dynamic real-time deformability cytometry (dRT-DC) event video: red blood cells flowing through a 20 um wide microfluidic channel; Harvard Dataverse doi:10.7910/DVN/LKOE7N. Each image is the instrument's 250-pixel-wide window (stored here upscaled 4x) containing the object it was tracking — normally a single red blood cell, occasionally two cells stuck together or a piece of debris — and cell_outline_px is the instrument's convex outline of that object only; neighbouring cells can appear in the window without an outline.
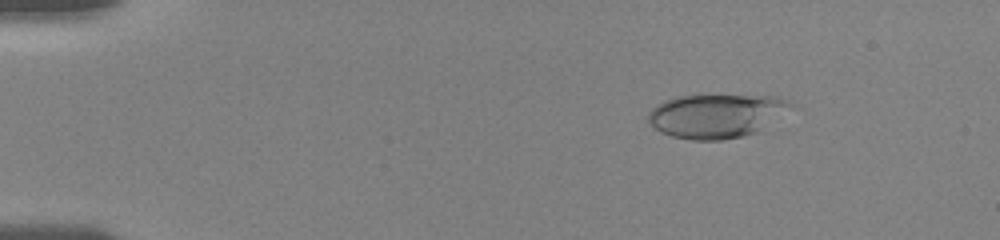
{"species": "human", "species_latin": "Homo sapiens", "temperature_condition": "room temperature", "stored_images_in_passage": 26, "camera_frame_rate_fps": 3000, "um_per_image_px": 0.085, "donor": {"sex": "female"}, "frame": {"image": 1, "passage_image": 8, "time_ms": 2.333, "image_size_px": [1000, 240], "cell_outline_px": [[792, 104], [760, 132], [744, 136], [720, 140], [692, 140], [672, 136], [660, 132], [648, 120], [648, 112], [656, 104], [664, 100], [676, 96], [696, 92], [700, 92], [776, 96], [792, 100]], "centroid_in_image_um": [60.86, 9.78], "position_along_channel_um": 24.1, "area_um2": 37.69}}
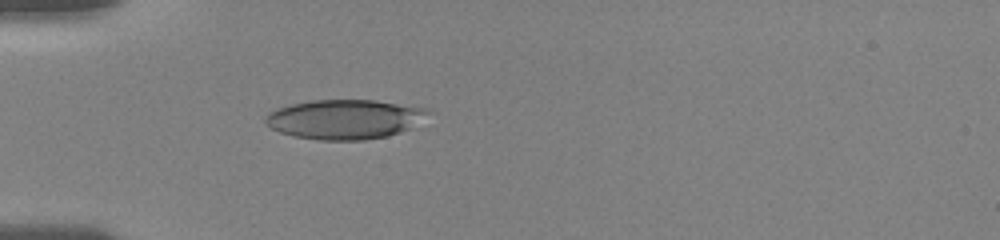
{"frame": {"image": 2, "passage_image": 21, "time_ms": 5.333, "image_size_px": [1000, 240], "cell_outline_px": [[436, 112], [408, 128], [400, 132], [388, 136], [364, 140], [320, 140], [292, 136], [280, 132], [272, 128], [264, 120], [268, 112], [276, 108], [292, 104], [312, 100], [376, 100], [428, 108]], "centroid_in_image_um": [29.33, 10.13], "position_along_channel_um": 55.7, "area_um2": 37.69}}
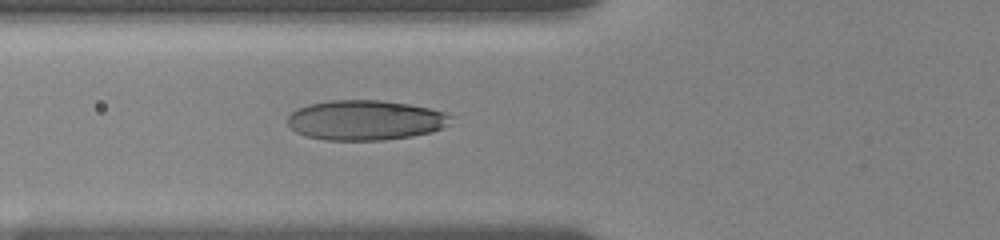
{"frame": {"image": 3, "passage_image": 26, "time_ms": 6.667, "image_size_px": [1000, 240], "cell_outline_px": [[452, 124], [432, 132], [412, 136], [384, 140], [324, 140], [308, 136], [296, 132], [288, 124], [288, 116], [296, 108], [308, 104], [328, 100], [380, 100], [408, 104], [428, 108], [444, 112], [452, 116]], "centroid_in_image_um": [31.07, 10.21], "position_along_channel_um": 94.7, "area_um2": 38.21}}